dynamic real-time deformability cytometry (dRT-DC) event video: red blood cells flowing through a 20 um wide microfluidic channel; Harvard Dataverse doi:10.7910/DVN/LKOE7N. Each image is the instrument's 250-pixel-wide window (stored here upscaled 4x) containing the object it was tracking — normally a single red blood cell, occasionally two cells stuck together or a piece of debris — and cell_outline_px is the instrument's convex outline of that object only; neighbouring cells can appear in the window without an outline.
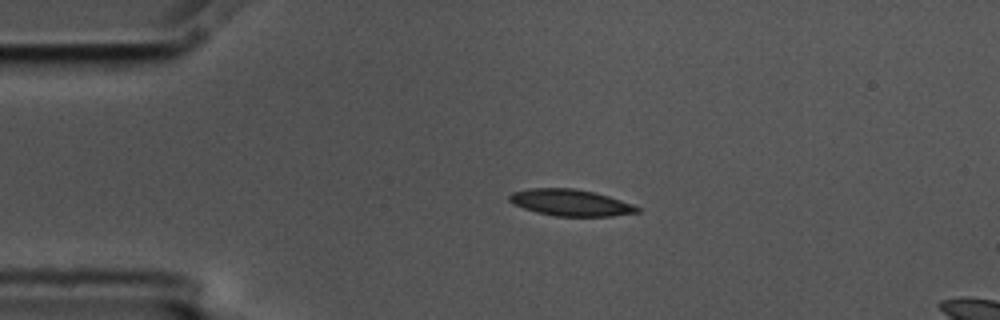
{"species": "common noctule bat (a hibernating species)", "species_latin": "Nyctalus noctula", "temperature_condition": "cold", "stored_images_in_passage": 5, "segment_of_instrument_passage": [1, 2], "camera_frame_rate_fps": 3000, "um_per_image_px": 0.085, "animal": {"sex": "male", "body_mass_g": 17.5, "forearm_length_mm": 52.3}, "frame": {"image": 1, "passage_image": 3, "time_ms": 0.667, "image_size_px": [1000, 320], "cell_outline_px": [[640, 212], [612, 216], [556, 216], [536, 212], [512, 204], [508, 200], [508, 196], [512, 192], [528, 188], [572, 188], [596, 192], [632, 204], [640, 208]], "centroid_in_image_um": [48.47, 17.22], "position_along_channel_um": 36.5, "area_um2": 19.83}}